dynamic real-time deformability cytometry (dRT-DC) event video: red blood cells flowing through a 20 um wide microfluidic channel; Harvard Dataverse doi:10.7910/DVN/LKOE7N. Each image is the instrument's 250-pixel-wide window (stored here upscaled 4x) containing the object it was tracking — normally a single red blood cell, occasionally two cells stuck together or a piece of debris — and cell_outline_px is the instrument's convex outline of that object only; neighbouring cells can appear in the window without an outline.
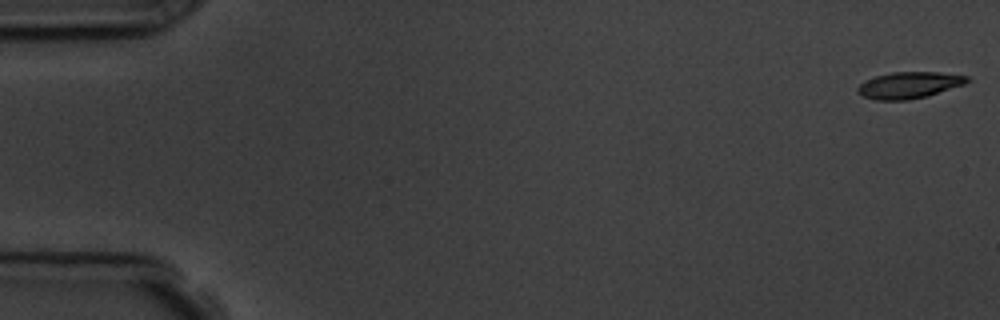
{"species": "common noctule bat (a hibernating species)", "species_latin": "Nyctalus noctula", "temperature_condition": "room temperature", "stored_images_in_passage": 8, "camera_frame_rate_fps": 3000, "um_per_image_px": 0.085, "animal": {"sex": "male", "body_mass_g": 19.5, "forearm_length_mm": 54.6}, "frame": {"image": 1, "passage_image": 1, "time_ms": 0.0, "image_size_px": [1000, 320], "cell_outline_px": [[972, 80], [964, 84], [928, 96], [908, 100], [876, 100], [864, 96], [856, 92], [856, 88], [860, 84], [876, 76], [892, 72], [936, 72], [968, 76]], "centroid_in_image_um": [77.29, 7.24], "position_along_channel_um": 7.7, "area_um2": 16.82}}
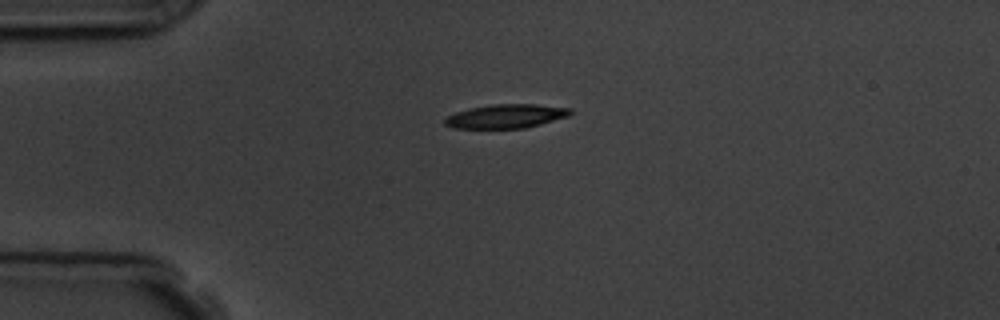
{"frame": {"image": 2, "passage_image": 5, "time_ms": 4.333, "image_size_px": [1000, 320], "cell_outline_px": [[572, 112], [568, 116], [540, 124], [524, 128], [452, 128], [444, 124], [444, 120], [448, 116], [456, 112], [468, 108], [492, 104], [536, 104], [572, 108]], "centroid_in_image_um": [43.0, 9.87], "position_along_channel_um": 42.0, "area_um2": 17.46}}